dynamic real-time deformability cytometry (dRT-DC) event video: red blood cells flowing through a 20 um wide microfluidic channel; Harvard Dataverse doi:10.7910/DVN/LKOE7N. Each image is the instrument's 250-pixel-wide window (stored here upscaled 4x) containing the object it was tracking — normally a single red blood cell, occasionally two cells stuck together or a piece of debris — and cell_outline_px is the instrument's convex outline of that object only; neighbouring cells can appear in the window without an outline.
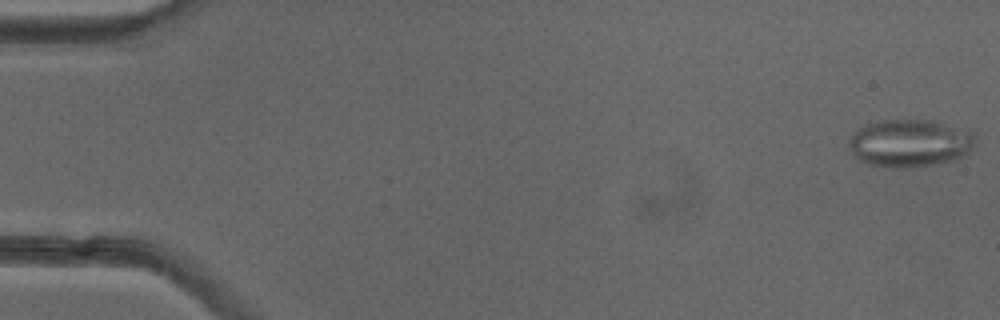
{"species": "common noctule bat (a hibernating species)", "species_latin": "Nyctalus noctula", "temperature_condition": "cold", "stored_images_in_passage": 51, "camera_frame_rate_fps": 3000, "um_per_image_px": 0.085, "animal": {"sex": "female"}, "frame": {"image": 1, "passage_image": 1, "time_ms": 0.0, "image_size_px": [1000, 320], "cell_outline_px": [[976, 140], [968, 152], [952, 160], [936, 164], [912, 168], [892, 168], [868, 164], [860, 160], [852, 152], [848, 144], [848, 140], [860, 128], [868, 124], [884, 120], [932, 120], [968, 128], [976, 136]], "centroid_in_image_um": [77.38, 12.16], "position_along_channel_um": 7.6, "area_um2": 35.2}}
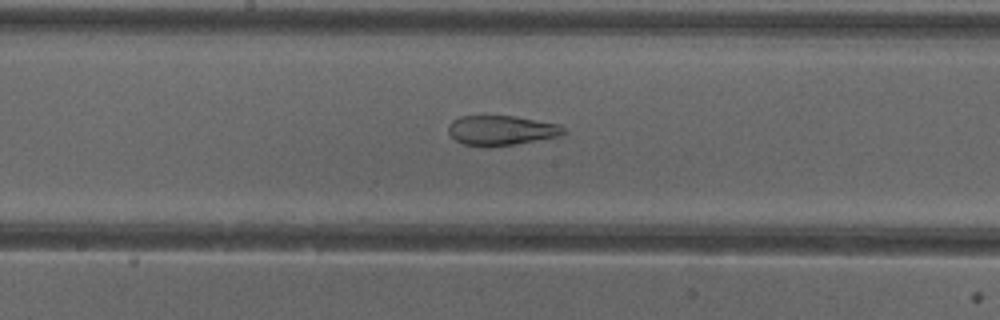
{"frame": {"image": 2, "passage_image": 27, "time_ms": 8.667, "image_size_px": [1000, 320], "cell_outline_px": [[568, 132], [564, 136], [512, 144], [464, 144], [456, 140], [448, 132], [448, 124], [452, 120], [460, 116], [516, 116], [560, 124]], "centroid_in_image_um": [42.69, 11.04], "position_along_channel_um": 205.5, "area_um2": 19.65}}
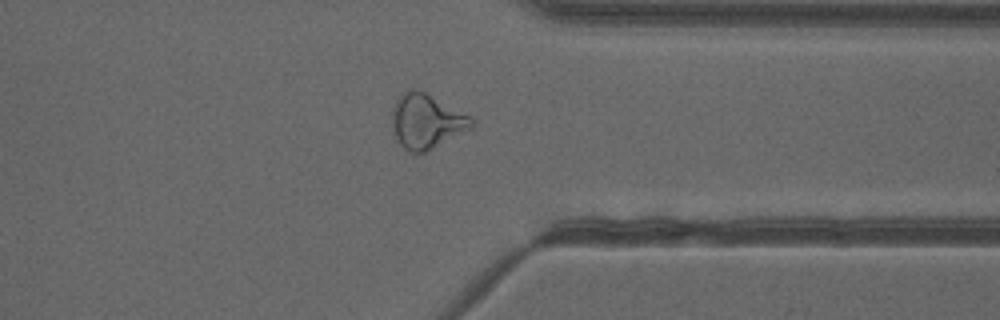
{"frame": {"image": 3, "passage_image": 40, "time_ms": 13.0, "image_size_px": [1000, 320], "cell_outline_px": [[472, 128], [424, 152], [408, 152], [396, 140], [392, 128], [392, 108], [396, 100], [408, 88], [416, 88], [424, 92], [468, 116], [472, 120]], "centroid_in_image_um": [36.17, 10.31], "position_along_channel_um": 375.2, "area_um2": 24.74}, "authors_computed_cell_mechanics": {"area_um2": 25.9522, "velocity_mm_per_s": 4.0013, "shape_relaxation_time_tau1_ms": null, "shape_relaxation_time_tau2_ms": 1.8128, "deformation_change_tau1": null, "deformation_change_tau2": 0.0993}}